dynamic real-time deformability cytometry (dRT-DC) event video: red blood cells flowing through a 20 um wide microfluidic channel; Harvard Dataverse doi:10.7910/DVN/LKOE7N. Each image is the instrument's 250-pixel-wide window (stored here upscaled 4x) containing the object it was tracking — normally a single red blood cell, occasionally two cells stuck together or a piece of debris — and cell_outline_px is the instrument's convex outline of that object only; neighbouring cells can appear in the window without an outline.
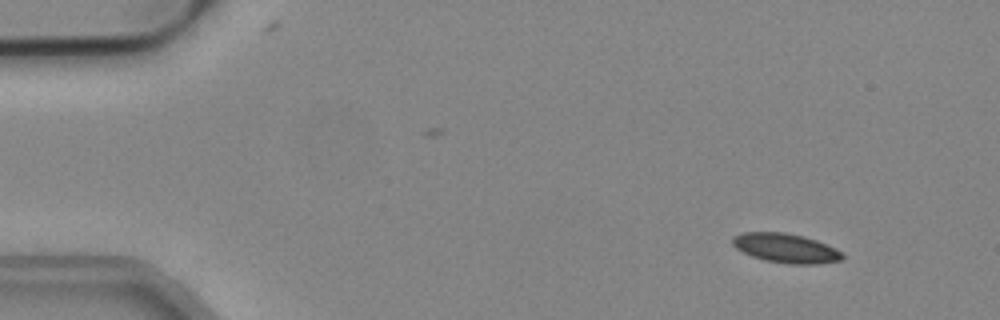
{"species": "common noctule bat (a hibernating species)", "species_latin": "Nyctalus noctula", "temperature_condition": "cold", "stored_images_in_passage": 53, "camera_frame_rate_fps": 3000, "um_per_image_px": 0.085, "animal": {"sex": "male", "body_mass_g": 19.2, "forearm_length_mm": 51.8}, "frame": {"image": 1, "passage_image": 5, "time_ms": 1.333, "image_size_px": [1000, 320], "cell_outline_px": [[844, 256], [840, 260], [816, 264], [788, 264], [764, 260], [752, 256], [736, 248], [732, 244], [732, 236], [744, 232], [784, 232], [804, 236], [816, 240], [844, 252]], "centroid_in_image_um": [66.79, 21.09], "position_along_channel_um": 18.2, "area_um2": 18.79}}
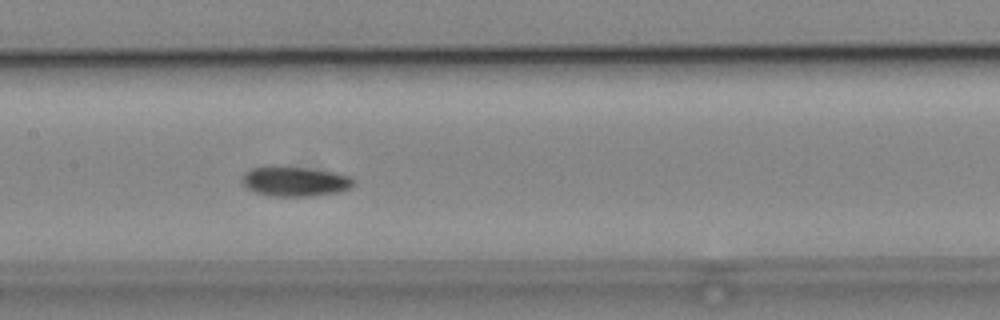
{"frame": {"image": 2, "passage_image": 26, "time_ms": 8.333, "image_size_px": [1000, 320], "cell_outline_px": [[356, 180], [348, 188], [336, 192], [312, 196], [268, 196], [256, 192], [248, 188], [240, 180], [244, 172], [252, 168], [308, 168], [332, 172], [352, 176]], "centroid_in_image_um": [25.08, 15.44], "position_along_channel_um": 182.3, "area_um2": 18.84}}
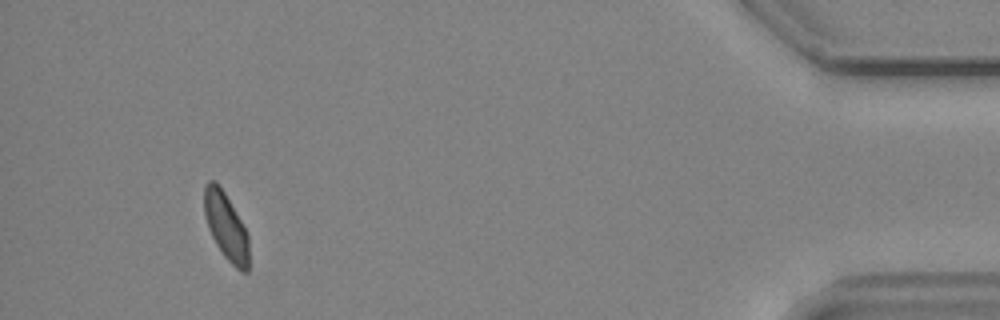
{"frame": {"image": 3, "passage_image": 50, "time_ms": 16.333, "image_size_px": [1000, 320], "cell_outline_px": [[248, 272], [240, 272], [224, 256], [216, 244], [208, 228], [204, 212], [204, 184], [208, 180], [216, 180], [224, 192], [240, 220], [248, 236]], "centroid_in_image_um": [19.18, 19.23], "position_along_channel_um": 416.0, "area_um2": 17.28}, "authors_computed_cell_mechanics": {"area_um2": 18.785, "velocity_mm_per_s": 3.7923, "shape_relaxation_time_tau1_ms": 7.4311, "shape_relaxation_time_tau2_ms": 7.7877, "deformation_change_tau1": 0.0996, "deformation_change_tau2": 0.0952}}